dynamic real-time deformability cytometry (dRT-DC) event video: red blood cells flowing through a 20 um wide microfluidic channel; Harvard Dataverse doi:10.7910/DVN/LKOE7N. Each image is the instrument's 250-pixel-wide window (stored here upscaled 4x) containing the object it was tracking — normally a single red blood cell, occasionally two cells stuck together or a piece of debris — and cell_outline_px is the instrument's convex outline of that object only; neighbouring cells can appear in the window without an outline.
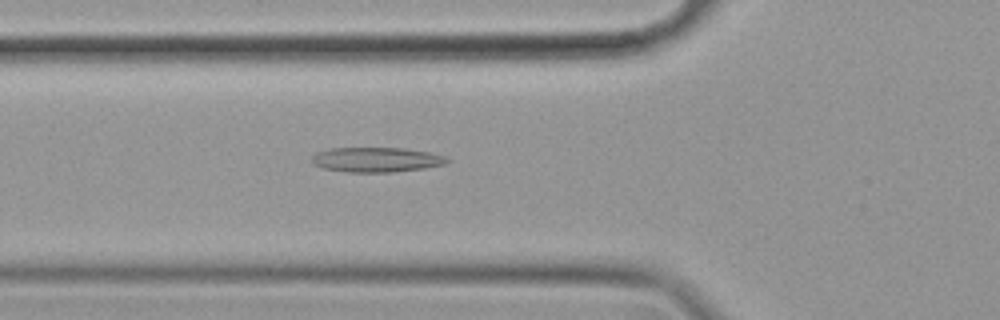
{"species": "common noctule bat (a hibernating species)", "species_latin": "Nyctalus noctula", "temperature_condition": "cold", "stored_images_in_passage": 41, "camera_frame_rate_fps": 3000, "um_per_image_px": 0.085, "animal": {"sex": "female", "body_mass_g": 19.9}, "frame": {"image": 1, "passage_image": 4, "time_ms": 1.0, "image_size_px": [1000, 320], "cell_outline_px": [[452, 160], [448, 164], [424, 168], [392, 172], [348, 172], [324, 168], [312, 164], [312, 156], [316, 152], [332, 148], [404, 148], [428, 152], [444, 156]], "centroid_in_image_um": [32.02, 13.57], "position_along_channel_um": 93.8, "area_um2": 19.59}}
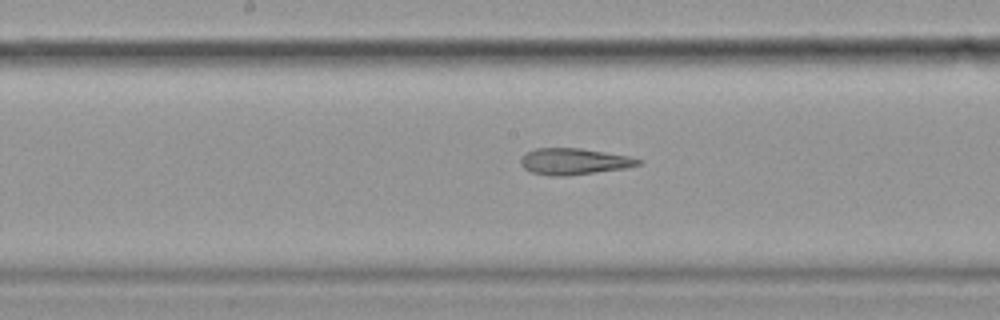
{"frame": {"image": 2, "passage_image": 13, "time_ms": 4.0, "image_size_px": [1000, 320], "cell_outline_px": [[644, 160], [640, 164], [624, 168], [568, 176], [548, 176], [532, 172], [524, 168], [520, 164], [520, 160], [528, 152], [536, 148], [580, 148], [628, 156]], "centroid_in_image_um": [48.78, 13.73], "position_along_channel_um": 199.4, "area_um2": 17.92}}
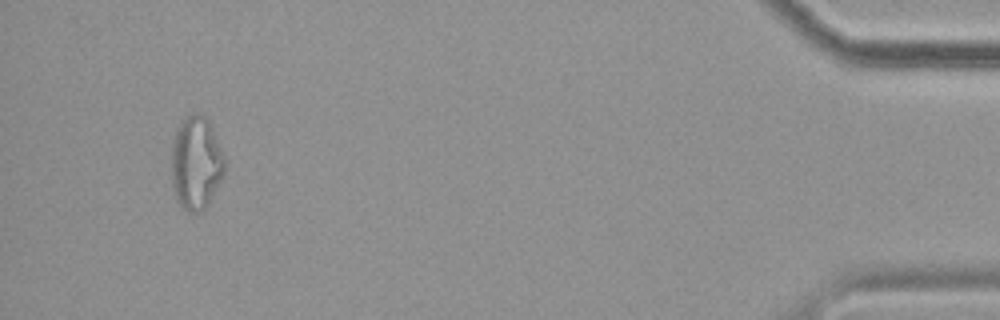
{"frame": {"image": 3, "passage_image": 38, "time_ms": 12.333, "image_size_px": [1000, 320], "cell_outline_px": [[224, 176], [208, 204], [200, 212], [188, 212], [180, 208], [176, 200], [172, 188], [172, 140], [184, 116], [192, 112], [196, 112], [204, 116], [208, 120], [224, 156]], "centroid_in_image_um": [16.65, 13.88], "position_along_channel_um": 418.6, "area_um2": 29.13}, "authors_computed_cell_mechanics": {"area_um2": 19.1318, "velocity_mm_per_s": 3.508, "shape_relaxation_time_tau1_ms": null, "shape_relaxation_time_tau2_ms": 3.8263, "deformation_change_tau1": null, "deformation_change_tau2": 0.1481}}